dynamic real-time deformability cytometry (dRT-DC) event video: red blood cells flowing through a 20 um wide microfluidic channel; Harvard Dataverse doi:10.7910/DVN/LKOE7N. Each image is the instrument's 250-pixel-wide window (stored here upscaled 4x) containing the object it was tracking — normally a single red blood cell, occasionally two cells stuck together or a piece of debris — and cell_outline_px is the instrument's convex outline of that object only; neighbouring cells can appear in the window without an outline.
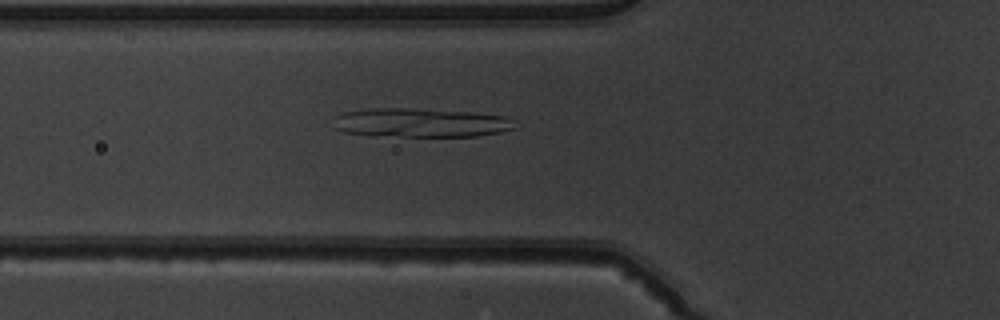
{"species": "common noctule bat (a hibernating species)", "species_latin": "Nyctalus noctula", "temperature_condition": "warm", "stored_images_in_passage": 43, "camera_frame_rate_fps": 3000, "um_per_image_px": 0.085, "animal": {"sex": "male", "body_mass_g": 19.5, "forearm_length_mm": 54.6}, "frame": {"image": 1, "passage_image": 10, "time_ms": 3.0, "image_size_px": [1000, 320], "cell_outline_px": [[516, 128], [500, 132], [476, 136], [400, 136], [344, 132], [332, 128], [332, 116], [344, 112], [368, 108], [404, 108], [472, 112], [504, 116], [512, 120]], "centroid_in_image_um": [35.69, 10.42], "position_along_channel_um": 90.1, "area_um2": 30.58}}
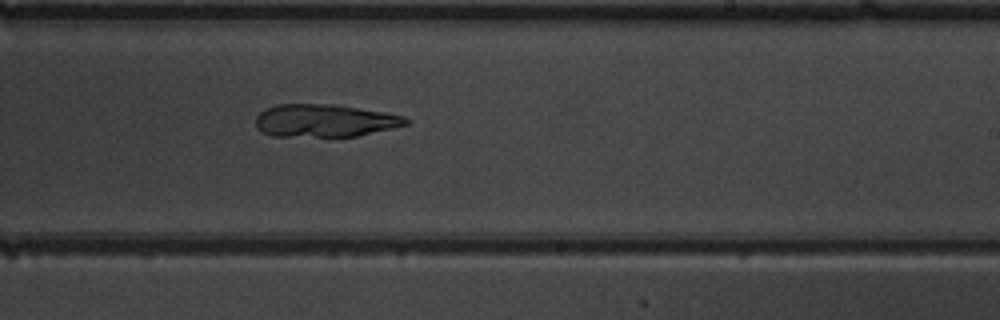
{"frame": {"image": 2, "passage_image": 23, "time_ms": 7.333, "image_size_px": [1000, 320], "cell_outline_px": [[412, 120], [408, 124], [392, 128], [356, 136], [272, 136], [256, 128], [256, 116], [264, 108], [276, 104], [336, 104], [404, 116]], "centroid_in_image_um": [27.57, 10.24], "position_along_channel_um": 261.4, "area_um2": 28.61}}
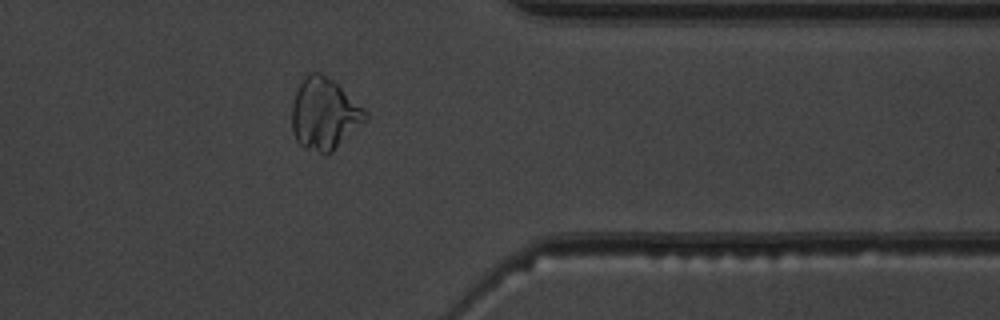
{"frame": {"image": 3, "passage_image": 33, "time_ms": 10.667, "image_size_px": [1000, 320], "cell_outline_px": [[368, 116], [332, 152], [324, 156], [300, 144], [296, 140], [292, 132], [292, 104], [296, 88], [304, 76], [308, 72], [320, 72], [332, 80], [364, 108], [368, 112]], "centroid_in_image_um": [27.52, 9.67], "position_along_channel_um": 383.9, "area_um2": 30.4}}